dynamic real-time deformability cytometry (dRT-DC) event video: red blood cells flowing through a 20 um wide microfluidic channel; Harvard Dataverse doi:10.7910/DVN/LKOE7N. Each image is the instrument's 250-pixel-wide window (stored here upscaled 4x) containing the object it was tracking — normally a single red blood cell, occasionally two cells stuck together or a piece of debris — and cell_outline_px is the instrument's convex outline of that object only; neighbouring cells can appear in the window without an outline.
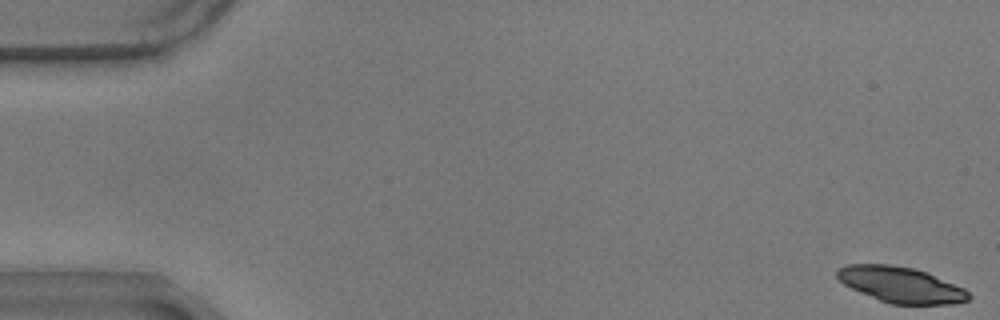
{"species": "common noctule bat (a hibernating species)", "species_latin": "Nyctalus noctula", "temperature_condition": "warm", "stored_images_in_passage": 16, "camera_frame_rate_fps": 3000, "um_per_image_px": 0.085, "animal": {"sex": "male", "body_mass_g": 17.9}, "frame": {"image": 1, "passage_image": 1, "time_ms": 0.0, "image_size_px": [1000, 320], "cell_outline_px": [[972, 296], [968, 300], [956, 304], [892, 304], [880, 300], [860, 292], [844, 284], [836, 276], [836, 272], [840, 268], [848, 264], [888, 264], [912, 268], [928, 272], [964, 288]], "centroid_in_image_um": [76.61, 24.2], "position_along_channel_um": 8.4, "area_um2": 27.28}}
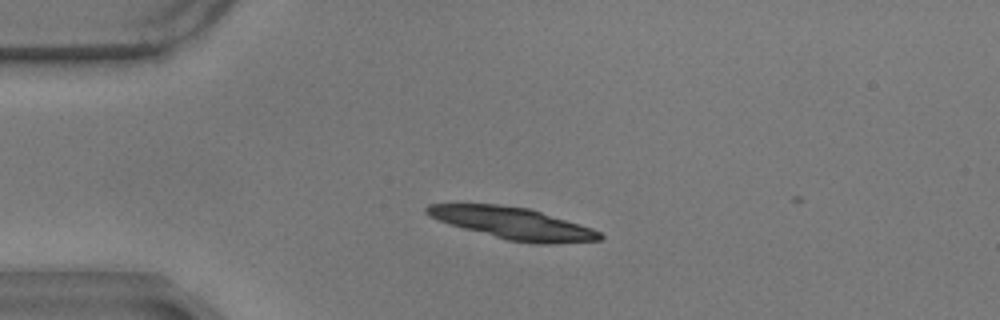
{"frame": {"image": 2, "passage_image": 14, "time_ms": 4.333, "image_size_px": [1000, 320], "cell_outline_px": [[604, 236], [600, 240], [548, 244], [536, 244], [508, 240], [464, 228], [428, 216], [424, 212], [424, 208], [428, 204], [496, 204], [528, 208], [580, 224], [592, 228], [600, 232]], "centroid_in_image_um": [43.61, 18.98], "position_along_channel_um": 41.4, "area_um2": 31.62}}